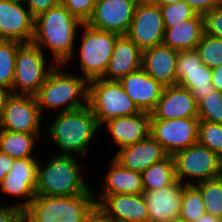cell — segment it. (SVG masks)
I'll use <instances>...</instances> for the list:
<instances>
[{"instance_id": "f907efd6", "label": "cell", "mask_w": 222, "mask_h": 222, "mask_svg": "<svg viewBox=\"0 0 222 222\" xmlns=\"http://www.w3.org/2000/svg\"><path fill=\"white\" fill-rule=\"evenodd\" d=\"M11 1L24 2V0H11Z\"/></svg>"}, {"instance_id": "ee69618b", "label": "cell", "mask_w": 222, "mask_h": 222, "mask_svg": "<svg viewBox=\"0 0 222 222\" xmlns=\"http://www.w3.org/2000/svg\"><path fill=\"white\" fill-rule=\"evenodd\" d=\"M212 84L215 90L222 92V65L212 69Z\"/></svg>"}, {"instance_id": "83f0119b", "label": "cell", "mask_w": 222, "mask_h": 222, "mask_svg": "<svg viewBox=\"0 0 222 222\" xmlns=\"http://www.w3.org/2000/svg\"><path fill=\"white\" fill-rule=\"evenodd\" d=\"M177 181L175 165L172 155L162 161L152 164L142 173V187L144 191L158 190Z\"/></svg>"}, {"instance_id": "30bf717a", "label": "cell", "mask_w": 222, "mask_h": 222, "mask_svg": "<svg viewBox=\"0 0 222 222\" xmlns=\"http://www.w3.org/2000/svg\"><path fill=\"white\" fill-rule=\"evenodd\" d=\"M164 31L160 6L149 0H140L126 36L143 51L162 44Z\"/></svg>"}, {"instance_id": "5bb4252c", "label": "cell", "mask_w": 222, "mask_h": 222, "mask_svg": "<svg viewBox=\"0 0 222 222\" xmlns=\"http://www.w3.org/2000/svg\"><path fill=\"white\" fill-rule=\"evenodd\" d=\"M39 161L32 158L14 159L11 170L0 183V192L9 196L26 199L16 205L27 208L36 196L37 168Z\"/></svg>"}, {"instance_id": "8992f818", "label": "cell", "mask_w": 222, "mask_h": 222, "mask_svg": "<svg viewBox=\"0 0 222 222\" xmlns=\"http://www.w3.org/2000/svg\"><path fill=\"white\" fill-rule=\"evenodd\" d=\"M55 66L52 62L47 65L38 46L23 43L17 50L12 93L35 95Z\"/></svg>"}, {"instance_id": "bcb514c9", "label": "cell", "mask_w": 222, "mask_h": 222, "mask_svg": "<svg viewBox=\"0 0 222 222\" xmlns=\"http://www.w3.org/2000/svg\"><path fill=\"white\" fill-rule=\"evenodd\" d=\"M194 222H222V220H220L217 217H213L210 214L205 213L197 221Z\"/></svg>"}, {"instance_id": "4dcf8cb0", "label": "cell", "mask_w": 222, "mask_h": 222, "mask_svg": "<svg viewBox=\"0 0 222 222\" xmlns=\"http://www.w3.org/2000/svg\"><path fill=\"white\" fill-rule=\"evenodd\" d=\"M205 213L206 208L200 191L194 185H186L183 188L179 219L194 222Z\"/></svg>"}, {"instance_id": "836d02e7", "label": "cell", "mask_w": 222, "mask_h": 222, "mask_svg": "<svg viewBox=\"0 0 222 222\" xmlns=\"http://www.w3.org/2000/svg\"><path fill=\"white\" fill-rule=\"evenodd\" d=\"M199 121L222 123V92L214 90L198 103Z\"/></svg>"}, {"instance_id": "74e56055", "label": "cell", "mask_w": 222, "mask_h": 222, "mask_svg": "<svg viewBox=\"0 0 222 222\" xmlns=\"http://www.w3.org/2000/svg\"><path fill=\"white\" fill-rule=\"evenodd\" d=\"M205 33L222 39V3L204 15Z\"/></svg>"}, {"instance_id": "c3c4849f", "label": "cell", "mask_w": 222, "mask_h": 222, "mask_svg": "<svg viewBox=\"0 0 222 222\" xmlns=\"http://www.w3.org/2000/svg\"><path fill=\"white\" fill-rule=\"evenodd\" d=\"M217 179H218V180L221 182V184H222V158H221V162H220V166H219V171H218Z\"/></svg>"}, {"instance_id": "ffe728a7", "label": "cell", "mask_w": 222, "mask_h": 222, "mask_svg": "<svg viewBox=\"0 0 222 222\" xmlns=\"http://www.w3.org/2000/svg\"><path fill=\"white\" fill-rule=\"evenodd\" d=\"M178 53L163 43L147 48L142 53V68L164 87L177 85Z\"/></svg>"}, {"instance_id": "7c38bea8", "label": "cell", "mask_w": 222, "mask_h": 222, "mask_svg": "<svg viewBox=\"0 0 222 222\" xmlns=\"http://www.w3.org/2000/svg\"><path fill=\"white\" fill-rule=\"evenodd\" d=\"M177 84L188 89L197 103L215 90L212 69L204 65L196 49L179 51L176 61Z\"/></svg>"}, {"instance_id": "d6986e66", "label": "cell", "mask_w": 222, "mask_h": 222, "mask_svg": "<svg viewBox=\"0 0 222 222\" xmlns=\"http://www.w3.org/2000/svg\"><path fill=\"white\" fill-rule=\"evenodd\" d=\"M167 156L162 145L149 135L138 143L119 149L113 159L126 169L143 173L152 164Z\"/></svg>"}, {"instance_id": "4316f807", "label": "cell", "mask_w": 222, "mask_h": 222, "mask_svg": "<svg viewBox=\"0 0 222 222\" xmlns=\"http://www.w3.org/2000/svg\"><path fill=\"white\" fill-rule=\"evenodd\" d=\"M40 133L13 132L0 129V151L13 159L32 158L35 141Z\"/></svg>"}, {"instance_id": "ac0fdd59", "label": "cell", "mask_w": 222, "mask_h": 222, "mask_svg": "<svg viewBox=\"0 0 222 222\" xmlns=\"http://www.w3.org/2000/svg\"><path fill=\"white\" fill-rule=\"evenodd\" d=\"M198 118L195 97L188 89L178 84L163 88L160 99L151 112V119Z\"/></svg>"}, {"instance_id": "277c9868", "label": "cell", "mask_w": 222, "mask_h": 222, "mask_svg": "<svg viewBox=\"0 0 222 222\" xmlns=\"http://www.w3.org/2000/svg\"><path fill=\"white\" fill-rule=\"evenodd\" d=\"M78 160L72 156L55 155L37 168L36 195L70 197L94 194L83 181Z\"/></svg>"}, {"instance_id": "2e32d148", "label": "cell", "mask_w": 222, "mask_h": 222, "mask_svg": "<svg viewBox=\"0 0 222 222\" xmlns=\"http://www.w3.org/2000/svg\"><path fill=\"white\" fill-rule=\"evenodd\" d=\"M96 205L112 222H148L143 194L94 195Z\"/></svg>"}, {"instance_id": "7a4b0ae2", "label": "cell", "mask_w": 222, "mask_h": 222, "mask_svg": "<svg viewBox=\"0 0 222 222\" xmlns=\"http://www.w3.org/2000/svg\"><path fill=\"white\" fill-rule=\"evenodd\" d=\"M57 114L47 134L61 149L59 155L84 156L88 145L100 128L92 110L86 105L76 110L60 111Z\"/></svg>"}, {"instance_id": "f6af8a7d", "label": "cell", "mask_w": 222, "mask_h": 222, "mask_svg": "<svg viewBox=\"0 0 222 222\" xmlns=\"http://www.w3.org/2000/svg\"><path fill=\"white\" fill-rule=\"evenodd\" d=\"M10 94H11L10 91L0 89V121H1L4 109H5L7 99H8Z\"/></svg>"}, {"instance_id": "ba28073f", "label": "cell", "mask_w": 222, "mask_h": 222, "mask_svg": "<svg viewBox=\"0 0 222 222\" xmlns=\"http://www.w3.org/2000/svg\"><path fill=\"white\" fill-rule=\"evenodd\" d=\"M176 179L185 185H193L190 182L196 179V184L209 179L217 178L221 158L206 148L196 143L186 149L177 151L173 155ZM192 178V179H191ZM190 179V180H189Z\"/></svg>"}, {"instance_id": "44dd1931", "label": "cell", "mask_w": 222, "mask_h": 222, "mask_svg": "<svg viewBox=\"0 0 222 222\" xmlns=\"http://www.w3.org/2000/svg\"><path fill=\"white\" fill-rule=\"evenodd\" d=\"M124 91L141 111L151 113L160 99L162 86L141 67L119 80Z\"/></svg>"}, {"instance_id": "ab89813d", "label": "cell", "mask_w": 222, "mask_h": 222, "mask_svg": "<svg viewBox=\"0 0 222 222\" xmlns=\"http://www.w3.org/2000/svg\"><path fill=\"white\" fill-rule=\"evenodd\" d=\"M0 222H23V210L17 205H0Z\"/></svg>"}, {"instance_id": "f1b7e54d", "label": "cell", "mask_w": 222, "mask_h": 222, "mask_svg": "<svg viewBox=\"0 0 222 222\" xmlns=\"http://www.w3.org/2000/svg\"><path fill=\"white\" fill-rule=\"evenodd\" d=\"M22 43L0 40V89L12 93L15 60Z\"/></svg>"}, {"instance_id": "484cf974", "label": "cell", "mask_w": 222, "mask_h": 222, "mask_svg": "<svg viewBox=\"0 0 222 222\" xmlns=\"http://www.w3.org/2000/svg\"><path fill=\"white\" fill-rule=\"evenodd\" d=\"M62 211V196L36 195L23 210V222H59Z\"/></svg>"}, {"instance_id": "b9f144b4", "label": "cell", "mask_w": 222, "mask_h": 222, "mask_svg": "<svg viewBox=\"0 0 222 222\" xmlns=\"http://www.w3.org/2000/svg\"><path fill=\"white\" fill-rule=\"evenodd\" d=\"M83 222H112V220L107 217L98 205H95L85 216Z\"/></svg>"}, {"instance_id": "f35d334b", "label": "cell", "mask_w": 222, "mask_h": 222, "mask_svg": "<svg viewBox=\"0 0 222 222\" xmlns=\"http://www.w3.org/2000/svg\"><path fill=\"white\" fill-rule=\"evenodd\" d=\"M27 2V8L31 15L36 18L41 13L48 11L54 6L60 3V0H24V4Z\"/></svg>"}, {"instance_id": "3957f363", "label": "cell", "mask_w": 222, "mask_h": 222, "mask_svg": "<svg viewBox=\"0 0 222 222\" xmlns=\"http://www.w3.org/2000/svg\"><path fill=\"white\" fill-rule=\"evenodd\" d=\"M56 65L35 94L41 115L43 110L64 108L61 112L76 110L88 105V80L82 76L71 75ZM80 99H83L81 102Z\"/></svg>"}, {"instance_id": "6da1fadb", "label": "cell", "mask_w": 222, "mask_h": 222, "mask_svg": "<svg viewBox=\"0 0 222 222\" xmlns=\"http://www.w3.org/2000/svg\"><path fill=\"white\" fill-rule=\"evenodd\" d=\"M83 23L59 3L35 18L32 43L49 48L56 65H65L74 55L76 31ZM43 46V47H42Z\"/></svg>"}, {"instance_id": "8d00e7d4", "label": "cell", "mask_w": 222, "mask_h": 222, "mask_svg": "<svg viewBox=\"0 0 222 222\" xmlns=\"http://www.w3.org/2000/svg\"><path fill=\"white\" fill-rule=\"evenodd\" d=\"M95 2L96 0H60V3L83 24L91 17Z\"/></svg>"}, {"instance_id": "d6a6232c", "label": "cell", "mask_w": 222, "mask_h": 222, "mask_svg": "<svg viewBox=\"0 0 222 222\" xmlns=\"http://www.w3.org/2000/svg\"><path fill=\"white\" fill-rule=\"evenodd\" d=\"M202 63L210 69L222 65V39L203 33L201 40L196 46Z\"/></svg>"}, {"instance_id": "52a82bcc", "label": "cell", "mask_w": 222, "mask_h": 222, "mask_svg": "<svg viewBox=\"0 0 222 222\" xmlns=\"http://www.w3.org/2000/svg\"><path fill=\"white\" fill-rule=\"evenodd\" d=\"M84 31L82 42L80 43V66L82 77L88 81L99 78L107 70L114 44L119 34L107 32L82 24Z\"/></svg>"}, {"instance_id": "9a60e30c", "label": "cell", "mask_w": 222, "mask_h": 222, "mask_svg": "<svg viewBox=\"0 0 222 222\" xmlns=\"http://www.w3.org/2000/svg\"><path fill=\"white\" fill-rule=\"evenodd\" d=\"M22 4L0 0V40L32 43L35 18Z\"/></svg>"}, {"instance_id": "d590c367", "label": "cell", "mask_w": 222, "mask_h": 222, "mask_svg": "<svg viewBox=\"0 0 222 222\" xmlns=\"http://www.w3.org/2000/svg\"><path fill=\"white\" fill-rule=\"evenodd\" d=\"M160 9L162 12L164 28H171L177 23L197 15L196 11L184 0L168 5H161Z\"/></svg>"}, {"instance_id": "681fc988", "label": "cell", "mask_w": 222, "mask_h": 222, "mask_svg": "<svg viewBox=\"0 0 222 222\" xmlns=\"http://www.w3.org/2000/svg\"><path fill=\"white\" fill-rule=\"evenodd\" d=\"M170 222H185V221H183V220H181V219H176V220H172V221H170Z\"/></svg>"}, {"instance_id": "cb8c5ba5", "label": "cell", "mask_w": 222, "mask_h": 222, "mask_svg": "<svg viewBox=\"0 0 222 222\" xmlns=\"http://www.w3.org/2000/svg\"><path fill=\"white\" fill-rule=\"evenodd\" d=\"M163 44L176 51L196 49L203 33L204 16L197 14L195 17L177 23L171 28H164Z\"/></svg>"}, {"instance_id": "e575fe53", "label": "cell", "mask_w": 222, "mask_h": 222, "mask_svg": "<svg viewBox=\"0 0 222 222\" xmlns=\"http://www.w3.org/2000/svg\"><path fill=\"white\" fill-rule=\"evenodd\" d=\"M198 143L222 158V123L199 121Z\"/></svg>"}, {"instance_id": "1f68e13d", "label": "cell", "mask_w": 222, "mask_h": 222, "mask_svg": "<svg viewBox=\"0 0 222 222\" xmlns=\"http://www.w3.org/2000/svg\"><path fill=\"white\" fill-rule=\"evenodd\" d=\"M201 193L205 204L206 213L222 220V184L217 179L193 184Z\"/></svg>"}, {"instance_id": "60d3db41", "label": "cell", "mask_w": 222, "mask_h": 222, "mask_svg": "<svg viewBox=\"0 0 222 222\" xmlns=\"http://www.w3.org/2000/svg\"><path fill=\"white\" fill-rule=\"evenodd\" d=\"M197 14L205 15L222 3V0H184Z\"/></svg>"}, {"instance_id": "e0dca14e", "label": "cell", "mask_w": 222, "mask_h": 222, "mask_svg": "<svg viewBox=\"0 0 222 222\" xmlns=\"http://www.w3.org/2000/svg\"><path fill=\"white\" fill-rule=\"evenodd\" d=\"M185 186L177 180L173 185L144 191L143 196L149 213L148 222H170L179 219Z\"/></svg>"}, {"instance_id": "9c48e42d", "label": "cell", "mask_w": 222, "mask_h": 222, "mask_svg": "<svg viewBox=\"0 0 222 222\" xmlns=\"http://www.w3.org/2000/svg\"><path fill=\"white\" fill-rule=\"evenodd\" d=\"M199 119H151L150 135L168 155L198 143Z\"/></svg>"}, {"instance_id": "4fadbf2b", "label": "cell", "mask_w": 222, "mask_h": 222, "mask_svg": "<svg viewBox=\"0 0 222 222\" xmlns=\"http://www.w3.org/2000/svg\"><path fill=\"white\" fill-rule=\"evenodd\" d=\"M140 0H96L94 10L86 23L92 28L126 35Z\"/></svg>"}, {"instance_id": "7bdbcfd3", "label": "cell", "mask_w": 222, "mask_h": 222, "mask_svg": "<svg viewBox=\"0 0 222 222\" xmlns=\"http://www.w3.org/2000/svg\"><path fill=\"white\" fill-rule=\"evenodd\" d=\"M14 164V159L10 158L6 153L0 151V183L5 178L6 174L11 170Z\"/></svg>"}, {"instance_id": "603a6c76", "label": "cell", "mask_w": 222, "mask_h": 222, "mask_svg": "<svg viewBox=\"0 0 222 222\" xmlns=\"http://www.w3.org/2000/svg\"><path fill=\"white\" fill-rule=\"evenodd\" d=\"M151 113L141 111L132 116H121L105 123L119 149L138 143L150 135Z\"/></svg>"}, {"instance_id": "8fae6325", "label": "cell", "mask_w": 222, "mask_h": 222, "mask_svg": "<svg viewBox=\"0 0 222 222\" xmlns=\"http://www.w3.org/2000/svg\"><path fill=\"white\" fill-rule=\"evenodd\" d=\"M42 117L35 95L11 93L0 121V129L13 132L41 133L40 125L42 122L40 121Z\"/></svg>"}, {"instance_id": "5b68a950", "label": "cell", "mask_w": 222, "mask_h": 222, "mask_svg": "<svg viewBox=\"0 0 222 222\" xmlns=\"http://www.w3.org/2000/svg\"><path fill=\"white\" fill-rule=\"evenodd\" d=\"M88 106L95 115L99 127L112 119L141 112L119 81L102 77L88 82Z\"/></svg>"}, {"instance_id": "7402d4cb", "label": "cell", "mask_w": 222, "mask_h": 222, "mask_svg": "<svg viewBox=\"0 0 222 222\" xmlns=\"http://www.w3.org/2000/svg\"><path fill=\"white\" fill-rule=\"evenodd\" d=\"M143 51L126 35H120L113 48L106 72L102 78L119 81L142 67Z\"/></svg>"}, {"instance_id": "d4e9b609", "label": "cell", "mask_w": 222, "mask_h": 222, "mask_svg": "<svg viewBox=\"0 0 222 222\" xmlns=\"http://www.w3.org/2000/svg\"><path fill=\"white\" fill-rule=\"evenodd\" d=\"M142 173L122 167L113 158L105 176L104 190L100 195L143 194Z\"/></svg>"}, {"instance_id": "7dc6e473", "label": "cell", "mask_w": 222, "mask_h": 222, "mask_svg": "<svg viewBox=\"0 0 222 222\" xmlns=\"http://www.w3.org/2000/svg\"><path fill=\"white\" fill-rule=\"evenodd\" d=\"M149 1L161 6V5H168V4L176 3L181 0H149Z\"/></svg>"}, {"instance_id": "f546056e", "label": "cell", "mask_w": 222, "mask_h": 222, "mask_svg": "<svg viewBox=\"0 0 222 222\" xmlns=\"http://www.w3.org/2000/svg\"><path fill=\"white\" fill-rule=\"evenodd\" d=\"M96 205L94 194L63 197L61 222H83L85 216Z\"/></svg>"}]
</instances>
